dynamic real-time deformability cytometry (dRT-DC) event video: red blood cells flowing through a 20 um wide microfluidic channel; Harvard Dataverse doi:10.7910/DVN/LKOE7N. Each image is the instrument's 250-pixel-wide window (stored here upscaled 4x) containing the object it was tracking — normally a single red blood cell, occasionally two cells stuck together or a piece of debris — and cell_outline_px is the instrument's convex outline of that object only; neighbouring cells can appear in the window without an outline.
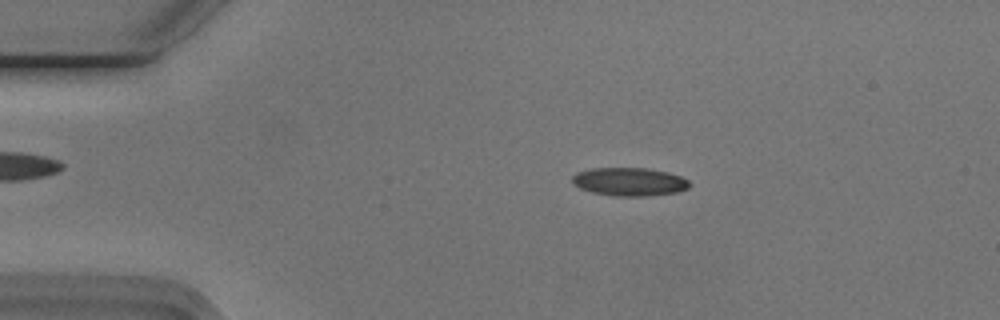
{"species": "Egyptian fruit bat (a non-hibernating species)", "species_latin": "Rousettus aegyptiacus", "temperature_condition": "cold", "stored_images_in_passage": 54, "camera_frame_rate_fps": 3000, "um_per_image_px": 0.085, "animal": {"sex": "male"}, "frame": {"image": 1, "passage_image": 10, "time_ms": 3.0, "image_size_px": [1000, 320], "cell_outline_px": [[692, 184], [688, 188], [676, 192], [644, 196], [612, 196], [592, 192], [580, 188], [572, 184], [572, 176], [576, 172], [592, 168], [648, 168], [668, 172], [680, 176], [688, 180]], "centroid_in_image_um": [53.48, 15.44], "position_along_channel_um": 31.5, "area_um2": 19.42}}
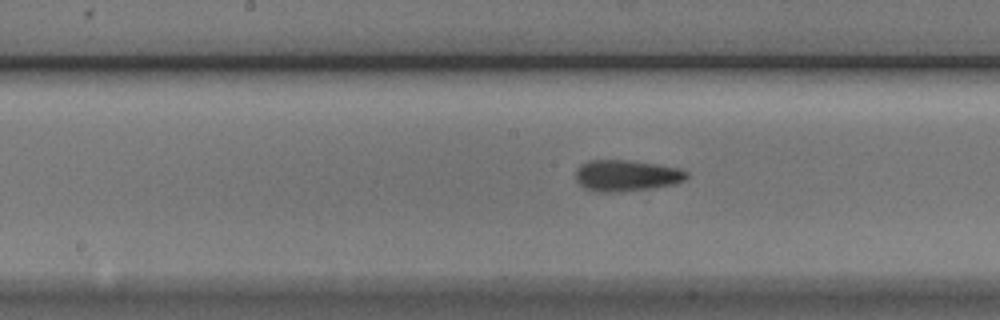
{"frame": {"image": 2, "passage_image": 27, "time_ms": 8.667, "image_size_px": [1000, 320], "cell_outline_px": [[688, 176], [684, 180], [676, 184], [652, 188], [624, 192], [596, 192], [584, 188], [576, 180], [576, 168], [580, 164], [588, 160], [628, 160], [656, 164], [680, 168], [688, 172]], "centroid_in_image_um": [53.24, 14.93], "position_along_channel_um": 195.0, "area_um2": 20.52}}
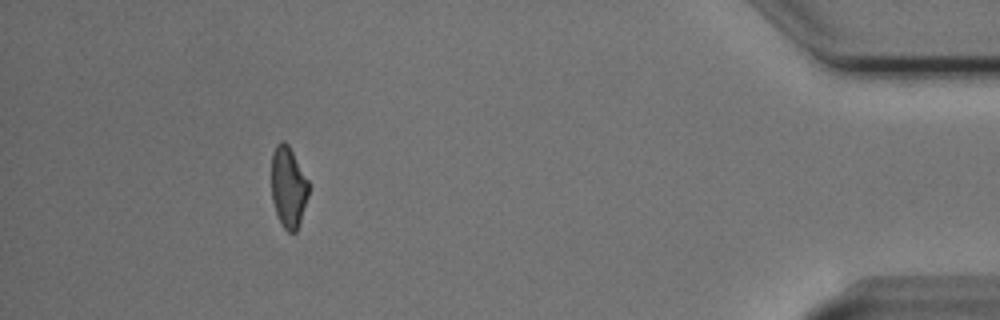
{"frame": {"image": 3, "passage_image": 49, "time_ms": 16.0, "image_size_px": [1000, 320], "cell_outline_px": [[308, 196], [296, 232], [288, 232], [284, 228], [276, 212], [272, 200], [272, 152], [276, 144], [280, 140], [284, 140], [288, 144], [308, 180]], "centroid_in_image_um": [24.5, 15.86], "position_along_channel_um": 410.7, "area_um2": 17.34}, "authors_computed_cell_mechanics": {"area_um2": 18.9584, "velocity_mm_per_s": 3.7616, "shape_relaxation_time_tau1_ms": 3.9785, "shape_relaxation_time_tau2_ms": 2.142, "deformation_change_tau1": 0.1462, "deformation_change_tau2": 0.1011}}